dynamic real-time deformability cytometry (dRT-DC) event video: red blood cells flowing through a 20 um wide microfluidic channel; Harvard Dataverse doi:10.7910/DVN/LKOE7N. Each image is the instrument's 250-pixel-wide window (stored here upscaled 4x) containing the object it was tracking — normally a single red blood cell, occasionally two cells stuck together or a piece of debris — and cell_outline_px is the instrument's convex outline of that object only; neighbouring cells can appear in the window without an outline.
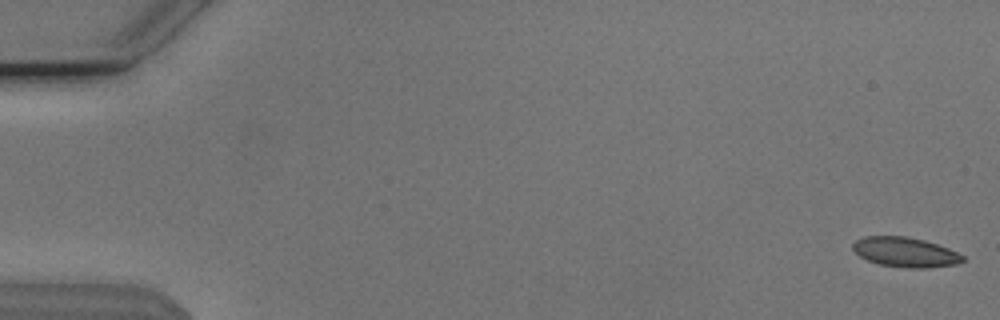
{"species": "Egyptian fruit bat (a non-hibernating species)", "species_latin": "Rousettus aegyptiacus", "temperature_condition": "cold", "stored_images_in_passage": 54, "camera_frame_rate_fps": 3000, "um_per_image_px": 0.085, "animal": {"sex": "male"}, "frame": {"image": 1, "passage_image": 1, "time_ms": 0.0, "image_size_px": [1000, 320], "cell_outline_px": [[964, 260], [956, 264], [924, 268], [904, 268], [880, 264], [868, 260], [860, 256], [852, 248], [852, 244], [856, 240], [864, 236], [908, 236], [924, 240], [948, 248], [964, 256]], "centroid_in_image_um": [76.93, 21.43], "position_along_channel_um": 8.1, "area_um2": 18.96}}
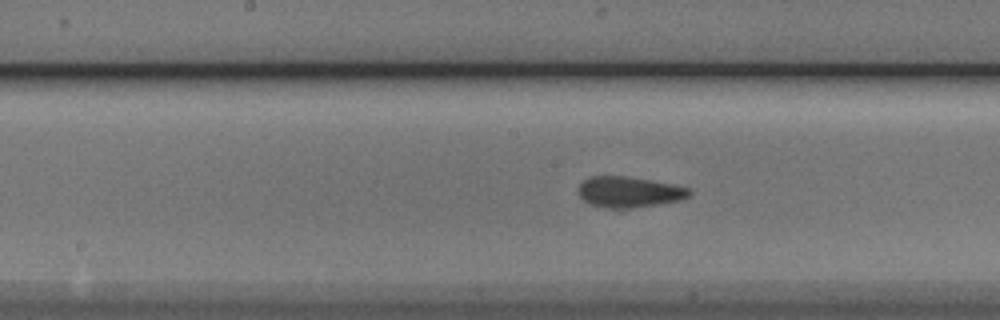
{"frame": {"image": 2, "passage_image": 28, "time_ms": 9.0, "image_size_px": [1000, 320], "cell_outline_px": [[692, 192], [688, 196], [680, 200], [660, 204], [632, 208], [604, 208], [588, 204], [576, 192], [576, 188], [584, 180], [592, 176], [624, 176], [648, 180], [688, 188]], "centroid_in_image_um": [53.39, 16.33], "position_along_channel_um": 194.8, "area_um2": 19.83}}
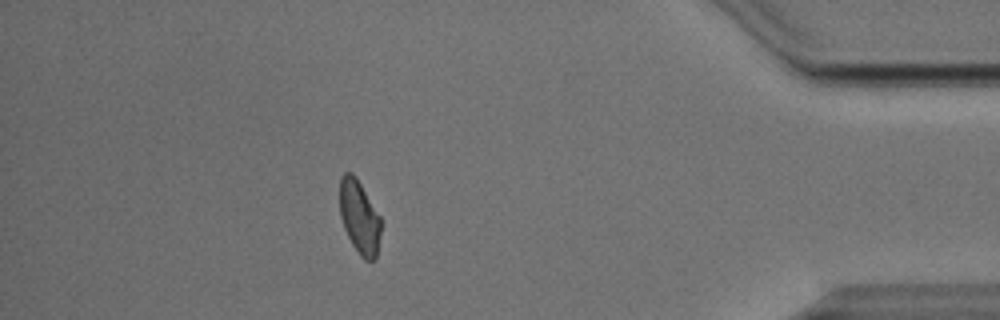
{"frame": {"image": 3, "passage_image": 48, "time_ms": 15.667, "image_size_px": [1000, 320], "cell_outline_px": [[380, 232], [376, 260], [364, 260], [360, 256], [352, 244], [344, 228], [340, 216], [340, 176], [344, 172], [352, 172], [356, 176], [380, 216]], "centroid_in_image_um": [30.53, 18.44], "position_along_channel_um": 404.7, "area_um2": 17.63}, "authors_computed_cell_mechanics": {"area_um2": 19.4786, "velocity_mm_per_s": 3.8022, "shape_relaxation_time_tau1_ms": 4.4094, "shape_relaxation_time_tau2_ms": 1.9312, "deformation_change_tau1": 0.0933, "deformation_change_tau2": 0.0579}}